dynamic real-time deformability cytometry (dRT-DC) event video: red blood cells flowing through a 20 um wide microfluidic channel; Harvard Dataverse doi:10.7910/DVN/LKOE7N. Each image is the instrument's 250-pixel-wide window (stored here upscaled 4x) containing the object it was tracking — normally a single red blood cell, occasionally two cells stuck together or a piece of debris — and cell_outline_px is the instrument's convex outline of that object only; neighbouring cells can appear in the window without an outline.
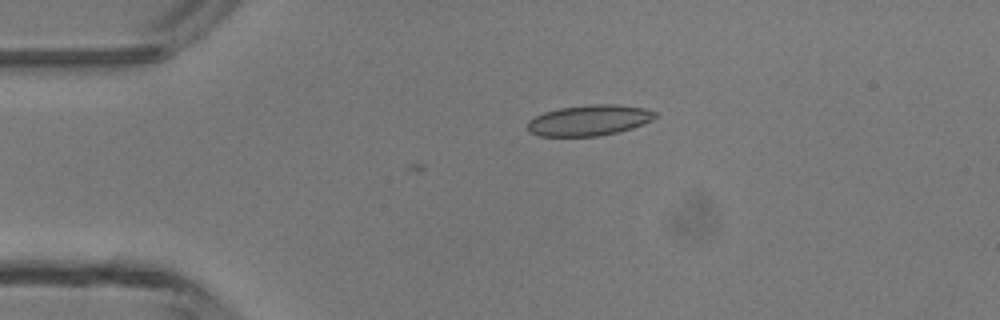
{"species": "common noctule bat (a hibernating species)", "species_latin": "Nyctalus noctula", "temperature_condition": "room temperature", "stored_images_in_passage": 3, "camera_frame_rate_fps": 3000, "um_per_image_px": 0.085, "animal": {"sex": "male", "body_mass_g": 13.3}, "frame": {"image": 1, "passage_image": 3, "time_ms": 0.667, "image_size_px": [1000, 320], "cell_outline_px": [[656, 116], [652, 120], [644, 124], [632, 128], [600, 136], [540, 136], [528, 132], [528, 120], [544, 112], [560, 108], [588, 104], [616, 104], [644, 108], [656, 112]], "centroid_in_image_um": [50.07, 10.22], "position_along_channel_um": 34.9, "area_um2": 22.89}}